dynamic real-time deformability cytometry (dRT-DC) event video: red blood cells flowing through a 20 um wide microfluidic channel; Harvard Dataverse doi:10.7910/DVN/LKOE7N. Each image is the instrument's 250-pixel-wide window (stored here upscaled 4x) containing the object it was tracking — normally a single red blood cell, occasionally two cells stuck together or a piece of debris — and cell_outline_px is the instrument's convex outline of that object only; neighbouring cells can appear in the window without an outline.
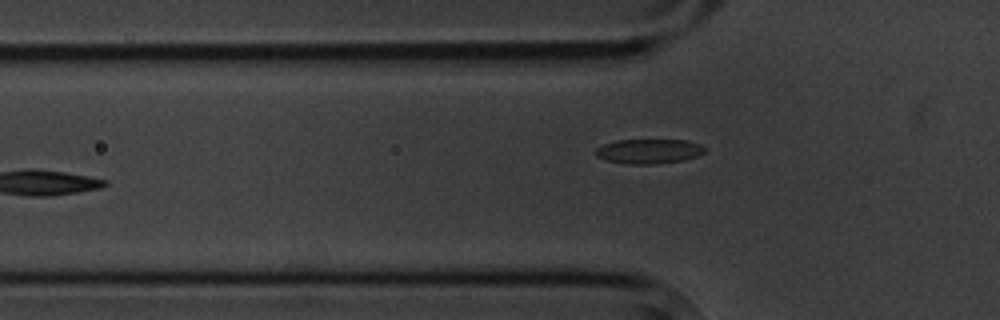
{"species": "common noctule bat (a hibernating species)", "species_latin": "Nyctalus noctula", "temperature_condition": "cold", "stored_images_in_passage": 7, "camera_frame_rate_fps": 3000, "um_per_image_px": 0.085, "animal": {"sex": "male", "body_mass_g": 20.1, "forearm_length_mm": 53.5}, "frame": {"image": 1, "passage_image": 7, "time_ms": 7.0, "image_size_px": [1000, 320], "cell_outline_px": [[704, 152], [696, 156], [684, 160], [656, 164], [624, 164], [604, 160], [596, 156], [596, 148], [604, 144], [616, 140], [688, 140], [700, 144], [704, 148]], "centroid_in_image_um": [55.12, 12.86], "position_along_channel_um": 70.7, "area_um2": 15.72}}